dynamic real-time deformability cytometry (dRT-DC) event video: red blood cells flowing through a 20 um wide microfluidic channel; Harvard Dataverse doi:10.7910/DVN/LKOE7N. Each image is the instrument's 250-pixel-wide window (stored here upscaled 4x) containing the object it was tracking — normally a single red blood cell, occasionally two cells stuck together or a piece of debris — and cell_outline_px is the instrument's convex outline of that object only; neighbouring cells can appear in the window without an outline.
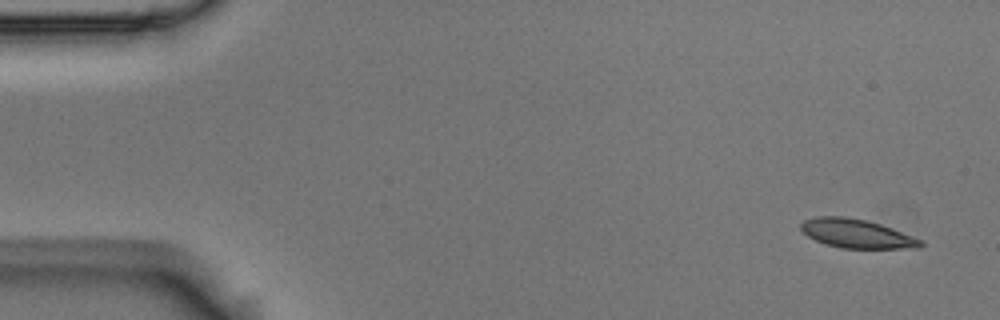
{"species": "Egyptian fruit bat (a non-hibernating species)", "species_latin": "Rousettus aegyptiacus", "temperature_condition": "room temperature", "stored_images_in_passage": 5, "camera_frame_rate_fps": 3000, "um_per_image_px": 0.085, "animal": {"sex": "male"}, "frame": {"image": 1, "passage_image": 1, "time_ms": 0.0, "image_size_px": [1000, 320], "cell_outline_px": [[924, 244], [920, 248], [840, 248], [816, 240], [808, 236], [800, 228], [800, 224], [804, 220], [816, 216], [844, 216], [868, 220], [892, 228], [924, 240]], "centroid_in_image_um": [72.85, 19.85], "position_along_channel_um": 12.2, "area_um2": 20.17}}
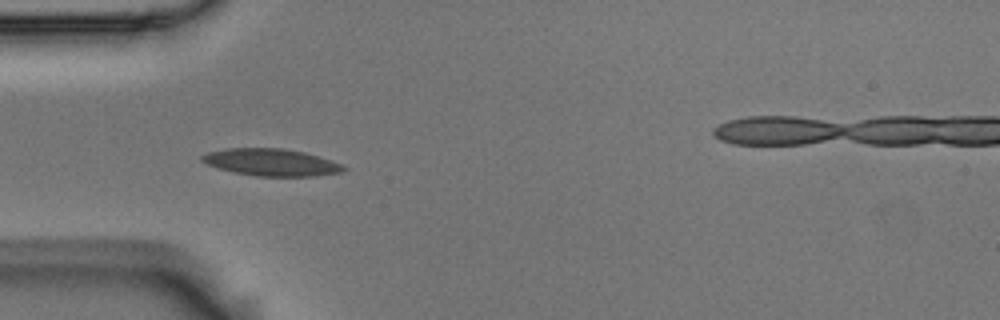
{"frame": {"image": 2, "passage_image": 4, "time_ms": 1.0, "image_size_px": [1000, 320], "cell_outline_px": [[348, 168], [344, 172], [316, 176], [256, 176], [232, 172], [216, 168], [200, 160], [200, 156], [208, 152], [228, 148], [284, 148], [304, 152], [340, 164]], "centroid_in_image_um": [23.03, 13.8], "position_along_channel_um": 62.0, "area_um2": 22.37}}
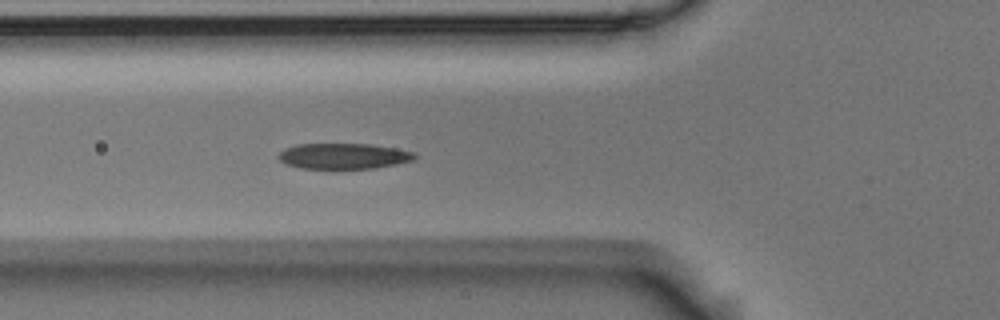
{"frame": {"image": 3, "passage_image": 5, "time_ms": 1.333, "image_size_px": [1000, 320], "cell_outline_px": [[416, 160], [376, 168], [300, 168], [288, 164], [280, 160], [276, 156], [284, 148], [296, 144], [372, 144], [396, 148], [416, 152]], "centroid_in_image_um": [29.24, 13.26], "position_along_channel_um": 96.6, "area_um2": 20.46}}